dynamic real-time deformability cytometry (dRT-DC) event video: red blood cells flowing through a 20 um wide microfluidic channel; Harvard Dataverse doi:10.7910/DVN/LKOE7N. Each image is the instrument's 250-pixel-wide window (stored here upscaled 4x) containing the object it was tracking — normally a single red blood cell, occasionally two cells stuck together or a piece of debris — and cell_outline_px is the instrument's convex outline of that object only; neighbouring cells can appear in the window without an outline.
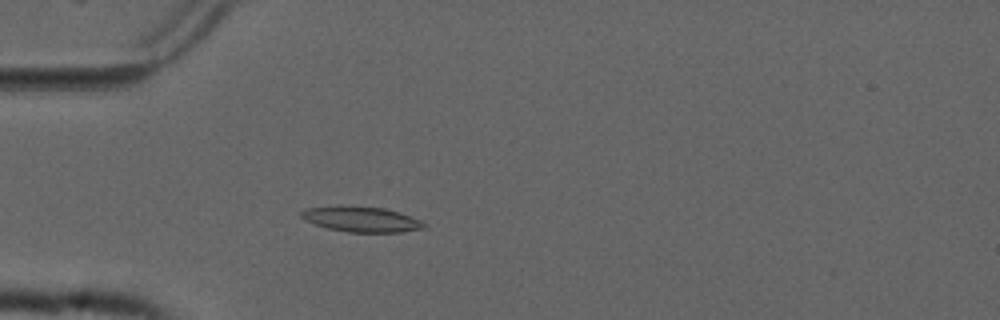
{"species": "common noctule bat (a hibernating species)", "species_latin": "Nyctalus noctula", "temperature_condition": "cold", "stored_images_in_passage": 55, "camera_frame_rate_fps": 3000, "um_per_image_px": 0.085, "animal": {"sex": "male", "forearm_length_mm": 52.5}, "frame": {"image": 1, "passage_image": 16, "time_ms": 5.0, "image_size_px": [1000, 320], "cell_outline_px": [[428, 224], [424, 228], [400, 232], [348, 232], [328, 228], [304, 220], [300, 216], [300, 212], [308, 208], [340, 204], [384, 208], [400, 212], [420, 220]], "centroid_in_image_um": [30.7, 18.61], "position_along_channel_um": 54.3, "area_um2": 18.38}}
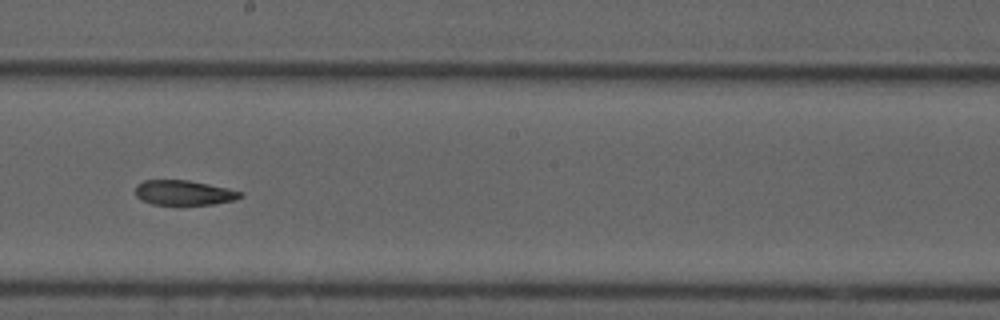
{"frame": {"image": 2, "passage_image": 31, "time_ms": 10.0, "image_size_px": [1000, 320], "cell_outline_px": [[244, 196], [236, 200], [212, 204], [152, 204], [140, 200], [136, 196], [136, 184], [144, 180], [188, 180], [228, 188], [244, 192]], "centroid_in_image_um": [15.65, 16.37], "position_along_channel_um": 232.6, "area_um2": 15.26}}
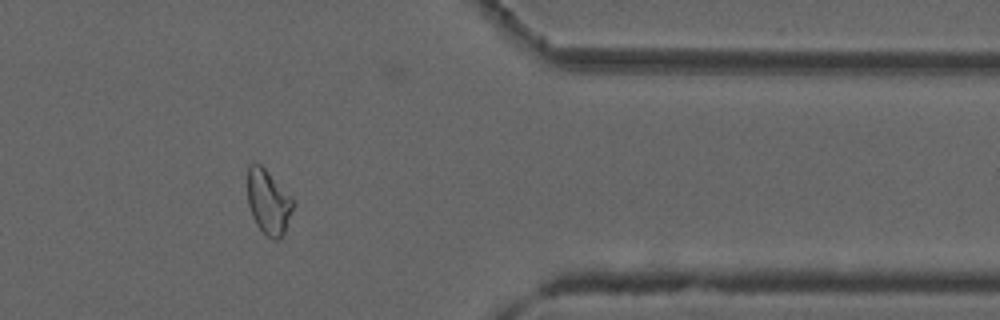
{"frame": {"image": 3, "passage_image": 45, "time_ms": 14.667, "image_size_px": [1000, 320], "cell_outline_px": [[296, 204], [284, 232], [280, 240], [272, 240], [256, 224], [252, 216], [248, 204], [248, 164], [260, 164], [292, 196]], "centroid_in_image_um": [22.84, 17.18], "position_along_channel_um": 388.6, "area_um2": 17.22}, "authors_computed_cell_mechanics": {"area_um2": 17.5134, "velocity_mm_per_s": 3.7348, "shape_relaxation_time_tau1_ms": null, "shape_relaxation_time_tau2_ms": 5.3383, "deformation_change_tau1": null, "deformation_change_tau2": 0.1209}}